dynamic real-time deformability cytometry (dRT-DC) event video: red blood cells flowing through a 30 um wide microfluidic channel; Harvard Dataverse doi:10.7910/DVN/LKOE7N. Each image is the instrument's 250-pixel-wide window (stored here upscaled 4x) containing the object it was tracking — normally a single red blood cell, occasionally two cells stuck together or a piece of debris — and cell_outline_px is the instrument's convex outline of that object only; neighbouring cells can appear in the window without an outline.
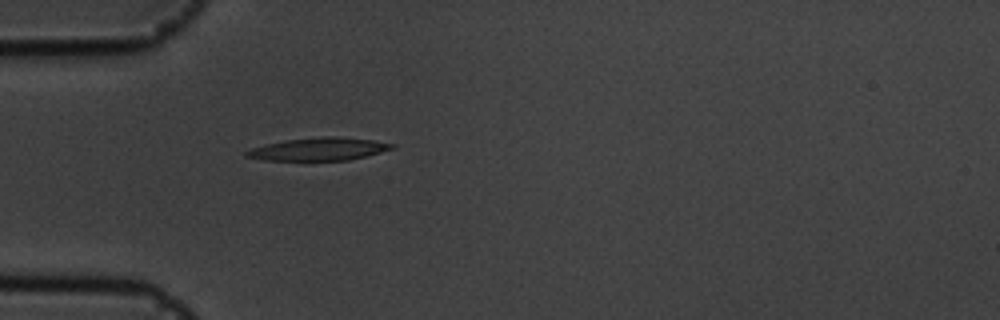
{"species": "common noctule bat (a hibernating species)", "species_latin": "Nyctalus noctula", "temperature_condition": "cold", "stored_images_in_passage": 39, "camera_frame_rate_fps": 3000, "um_per_image_px": 0.085, "animal": {"sex": "male", "body_mass_g": 19.5, "forearm_length_mm": 54.6}, "frame": {"image": 1, "passage_image": 1, "time_ms": 0.0, "image_size_px": [1000, 320], "cell_outline_px": [[396, 148], [348, 160], [264, 160], [244, 156], [244, 152], [252, 148], [268, 144], [288, 140], [320, 136], [332, 136], [372, 140], [396, 144]], "centroid_in_image_um": [27.11, 12.67], "position_along_channel_um": 57.9, "area_um2": 19.07}}
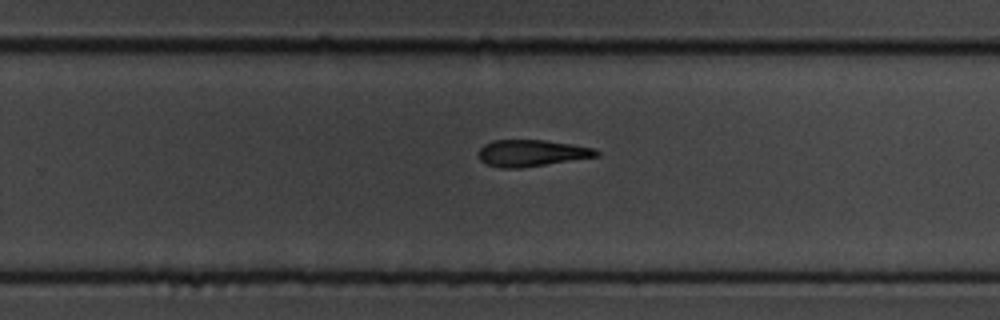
{"frame": {"image": 2, "passage_image": 20, "time_ms": 6.333, "image_size_px": [1000, 320], "cell_outline_px": [[600, 156], [520, 168], [500, 168], [484, 164], [480, 160], [480, 148], [484, 144], [492, 140], [544, 140], [572, 144], [592, 148], [600, 152]], "centroid_in_image_um": [45.17, 13.01], "position_along_channel_um": 284.6, "area_um2": 18.26}}
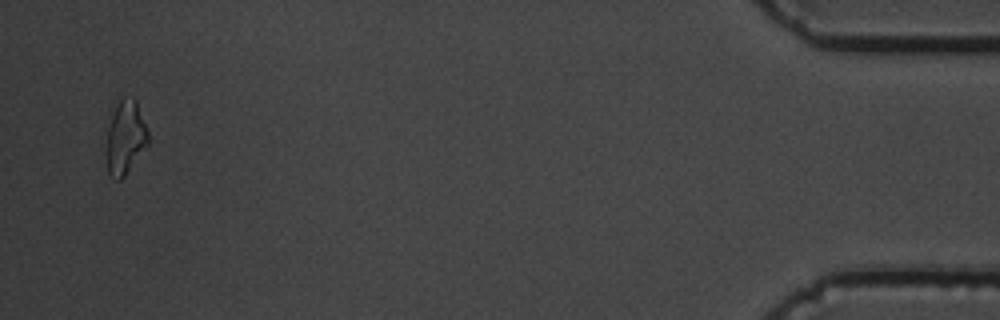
{"frame": {"image": 3, "passage_image": 38, "time_ms": 12.333, "image_size_px": [1000, 320], "cell_outline_px": [[148, 144], [124, 176], [120, 180], [116, 180], [108, 172], [108, 128], [116, 104], [124, 96], [132, 96], [136, 100], [148, 132]], "centroid_in_image_um": [10.68, 11.65], "position_along_channel_um": 424.5, "area_um2": 17.34}, "authors_computed_cell_mechanics": {"area_um2": 18.785, "velocity_mm_per_s": 3.6722, "shape_relaxation_time_tau1_ms": 4.3535, "shape_relaxation_time_tau2_ms": null, "deformation_change_tau1": 0.1314, "deformation_change_tau2": null}}